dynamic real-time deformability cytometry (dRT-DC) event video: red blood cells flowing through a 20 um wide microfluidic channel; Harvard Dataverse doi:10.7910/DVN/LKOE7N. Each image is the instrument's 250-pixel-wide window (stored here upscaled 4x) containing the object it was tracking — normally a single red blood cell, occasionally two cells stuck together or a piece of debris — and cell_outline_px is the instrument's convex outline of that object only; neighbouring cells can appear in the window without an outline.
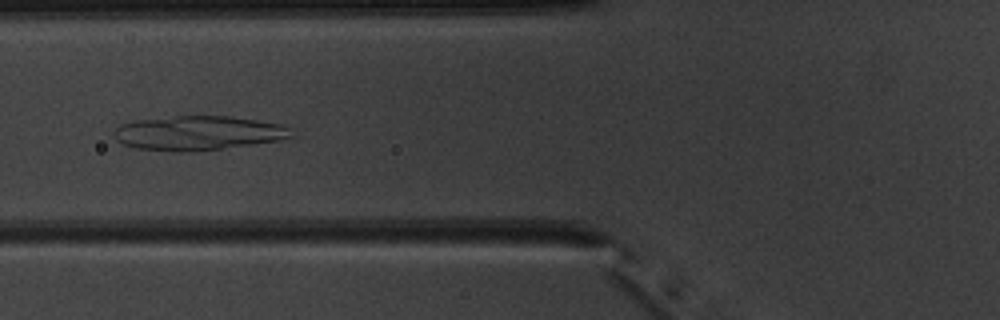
{"species": "common noctule bat (a hibernating species)", "species_latin": "Nyctalus noctula", "temperature_condition": "warm", "stored_images_in_passage": 42, "segment_of_instrument_passage": [1, 2], "camera_frame_rate_fps": 3000, "um_per_image_px": 0.085, "animal": {"sex": "male", "body_mass_g": 20.1, "forearm_length_mm": 53.5}, "frame": {"image": 1, "passage_image": 12, "time_ms": 3.667, "image_size_px": [1000, 320], "cell_outline_px": [[292, 136], [276, 140], [220, 148], [136, 148], [124, 144], [116, 140], [116, 128], [120, 124], [140, 120], [180, 116], [228, 116], [276, 124], [288, 128]], "centroid_in_image_um": [16.82, 11.25], "position_along_channel_um": 109.0, "area_um2": 32.95}}
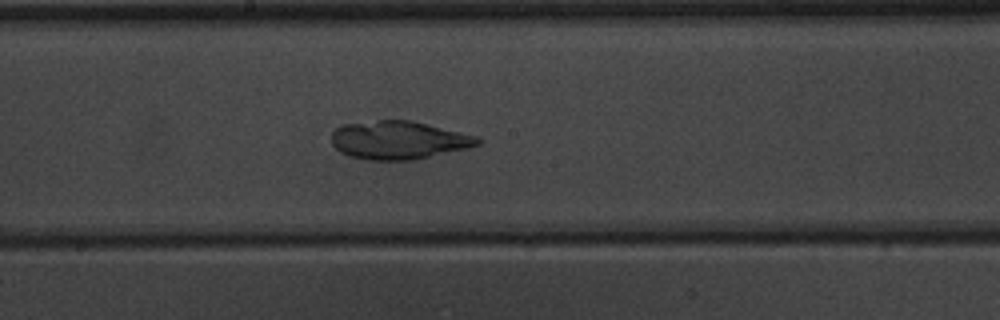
{"frame": {"image": 2, "passage_image": 20, "time_ms": 6.333, "image_size_px": [1000, 320], "cell_outline_px": [[480, 144], [464, 148], [412, 160], [368, 160], [352, 156], [340, 152], [332, 144], [332, 132], [336, 128], [344, 124], [380, 120], [408, 120], [476, 136], [480, 140]], "centroid_in_image_um": [33.81, 11.91], "position_along_channel_um": 214.4, "area_um2": 31.85}}
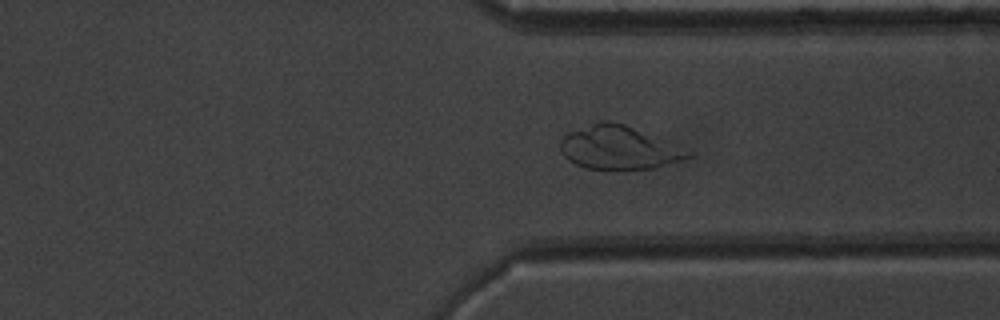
{"frame": {"image": 3, "passage_image": 31, "time_ms": 10.0, "image_size_px": [1000, 320], "cell_outline_px": [[688, 156], [652, 168], [588, 168], [576, 164], [568, 160], [564, 156], [560, 148], [560, 144], [564, 136], [572, 132], [608, 120], [624, 124]], "centroid_in_image_um": [52.34, 12.57], "position_along_channel_um": 359.1, "area_um2": 29.13}}